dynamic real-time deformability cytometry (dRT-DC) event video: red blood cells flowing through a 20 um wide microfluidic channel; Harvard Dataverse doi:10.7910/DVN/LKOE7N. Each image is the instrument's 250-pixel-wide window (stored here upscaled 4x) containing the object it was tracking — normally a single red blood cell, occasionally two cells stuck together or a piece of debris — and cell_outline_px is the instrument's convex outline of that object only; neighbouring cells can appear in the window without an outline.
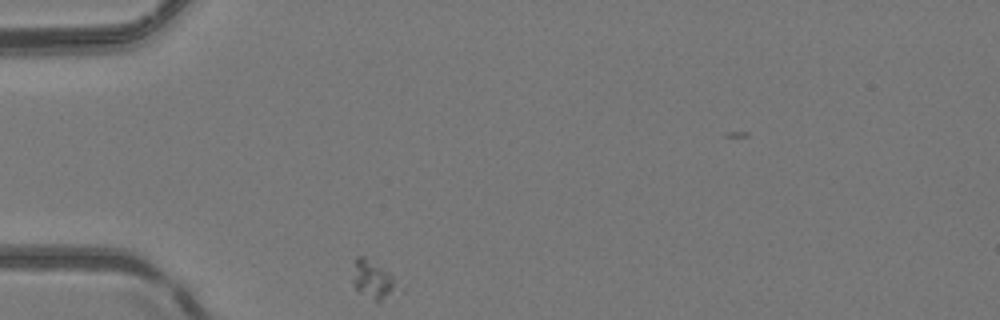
{"species": "common noctule bat (a hibernating species)", "species_latin": "Nyctalus noctula", "temperature_condition": "room temperature", "stored_images_in_passage": 29, "camera_frame_rate_fps": 3000, "um_per_image_px": 0.085, "animal": {"sex": "female", "body_mass_g": 24.6, "forearm_length_mm": 56.2}, "frame": {"image": 1, "passage_image": 1, "time_ms": 0.0, "image_size_px": [1000, 320], "cell_outline_px": [[404, 292], [380, 300], [376, 300], [360, 292], [352, 284], [352, 280], [356, 256], [364, 256], [388, 272], [404, 288]], "centroid_in_image_um": [31.82, 23.81], "position_along_channel_um": 53.2, "area_um2": 10.17}}
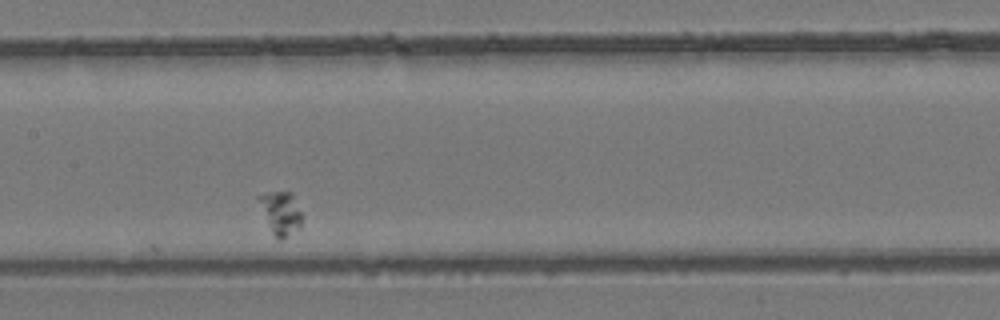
{"frame": {"image": 2, "passage_image": 13, "time_ms": 4.0, "image_size_px": [1000, 320], "cell_outline_px": [[304, 216], [300, 228], [280, 240], [272, 232], [268, 224], [256, 196], [268, 192], [292, 192]], "centroid_in_image_um": [23.91, 18.08], "position_along_channel_um": 183.5, "area_um2": 10.87}}
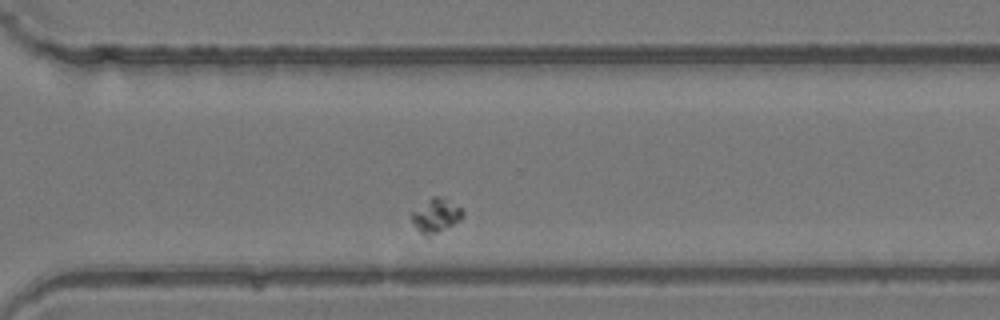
{"frame": {"image": 3, "passage_image": 25, "time_ms": 8.0, "image_size_px": [1000, 320], "cell_outline_px": [[464, 216], [460, 220], [428, 240], [416, 228], [412, 220], [412, 212], [432, 196], [440, 196], [460, 208], [464, 212]], "centroid_in_image_um": [37.05, 18.39], "position_along_channel_um": 333.6, "area_um2": 10.17}}